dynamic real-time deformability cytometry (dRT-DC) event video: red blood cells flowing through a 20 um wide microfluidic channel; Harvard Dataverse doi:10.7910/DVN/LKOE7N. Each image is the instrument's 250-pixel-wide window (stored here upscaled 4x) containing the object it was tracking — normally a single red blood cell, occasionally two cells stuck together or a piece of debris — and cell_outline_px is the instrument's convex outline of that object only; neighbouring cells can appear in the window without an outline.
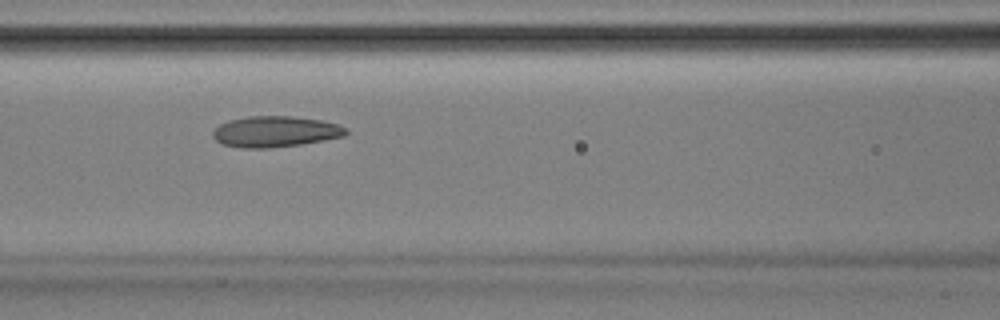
{"species": "Egyptian fruit bat (a non-hibernating species)", "species_latin": "Rousettus aegyptiacus", "temperature_condition": "room temperature", "stored_images_in_passage": 51, "camera_frame_rate_fps": 3000, "um_per_image_px": 0.085, "animal": {"sex": "male"}, "frame": {"image": 1, "passage_image": 22, "time_ms": 7.0, "image_size_px": [1000, 320], "cell_outline_px": [[348, 132], [344, 136], [324, 140], [300, 144], [268, 148], [244, 148], [220, 144], [212, 136], [212, 132], [220, 124], [232, 120], [248, 116], [292, 116], [324, 120], [348, 128]], "centroid_in_image_um": [23.41, 11.18], "position_along_channel_um": 143.2, "area_um2": 23.99}, "authors_computed_cell_mechanics": {"area_um2": 24.3338, "velocity_mm_per_s": 3.8715, "shape_relaxation_time_tau1_ms": 3.885, "shape_relaxation_time_tau2_ms": 3.0481, "deformation_change_tau1": 0.1121, "deformation_change_tau2": 0.0914}}